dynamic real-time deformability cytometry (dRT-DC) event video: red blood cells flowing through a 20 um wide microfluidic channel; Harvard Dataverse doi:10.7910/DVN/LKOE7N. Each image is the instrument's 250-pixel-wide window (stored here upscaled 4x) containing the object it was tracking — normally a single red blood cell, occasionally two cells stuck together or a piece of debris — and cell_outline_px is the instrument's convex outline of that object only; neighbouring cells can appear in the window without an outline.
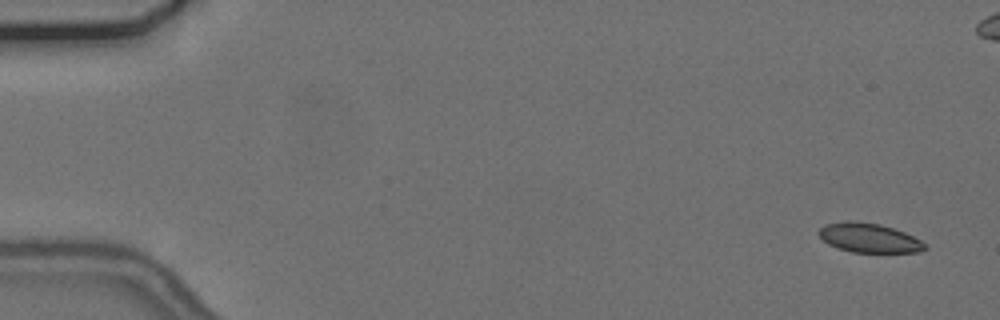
{"species": "common noctule bat (a hibernating species)", "species_latin": "Nyctalus noctula", "temperature_condition": "cold", "stored_images_in_passage": 58, "camera_frame_rate_fps": 3000, "um_per_image_px": 0.085, "animal": {"sex": "female", "body_mass_g": 24.6, "forearm_length_mm": 56.2}, "frame": {"image": 1, "passage_image": 3, "time_ms": 0.667, "image_size_px": [1000, 320], "cell_outline_px": [[928, 248], [920, 252], [852, 252], [836, 248], [828, 244], [816, 232], [824, 224], [844, 220], [852, 220], [880, 224], [904, 232], [920, 240]], "centroid_in_image_um": [73.82, 20.21], "position_along_channel_um": 11.2, "area_um2": 18.21}}
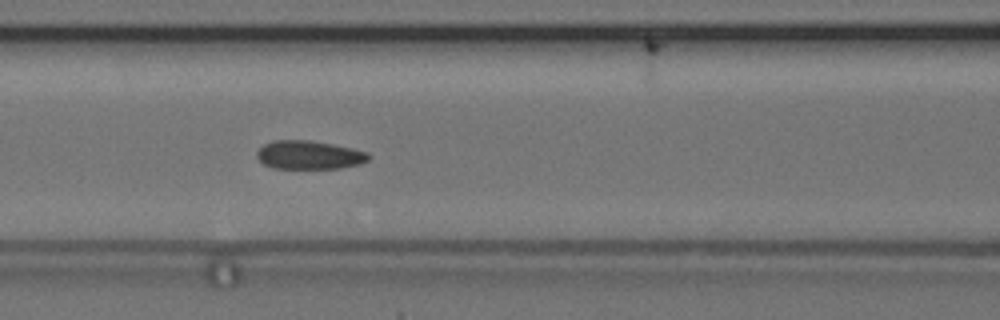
{"frame": {"image": 2, "passage_image": 25, "time_ms": 8.0, "image_size_px": [1000, 320], "cell_outline_px": [[372, 156], [368, 160], [360, 164], [340, 168], [272, 168], [264, 164], [256, 156], [256, 152], [264, 144], [272, 140], [308, 140], [332, 144], [352, 148], [368, 152]], "centroid_in_image_um": [26.28, 13.17], "position_along_channel_um": 140.3, "area_um2": 18.61}}
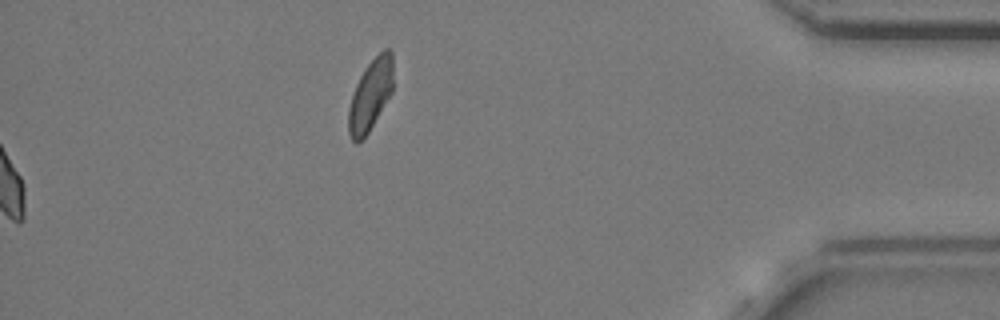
{"frame": {"image": 3, "passage_image": 58, "time_ms": 19.0, "image_size_px": [1000, 320], "cell_outline_px": [[392, 92], [368, 132], [356, 144], [352, 140], [348, 132], [348, 108], [356, 84], [364, 68], [384, 48], [388, 48], [392, 52]], "centroid_in_image_um": [31.47, 8.07], "position_along_channel_um": 403.7, "area_um2": 18.26}, "authors_computed_cell_mechanics": {"area_um2": 19.0451, "velocity_mm_per_s": 3.6477, "shape_relaxation_time_tau1_ms": null, "shape_relaxation_time_tau2_ms": 1.3938, "deformation_change_tau1": null, "deformation_change_tau2": 0.0727}}